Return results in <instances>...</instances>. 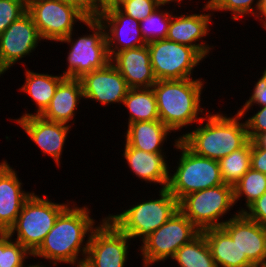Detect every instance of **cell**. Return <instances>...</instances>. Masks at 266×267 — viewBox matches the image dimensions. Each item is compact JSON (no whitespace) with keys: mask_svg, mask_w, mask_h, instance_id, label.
Returning <instances> with one entry per match:
<instances>
[{"mask_svg":"<svg viewBox=\"0 0 266 267\" xmlns=\"http://www.w3.org/2000/svg\"><path fill=\"white\" fill-rule=\"evenodd\" d=\"M90 213L87 205L79 207L74 201L71 202L58 216L32 257L36 260L37 257L49 260L53 267L61 263L71 265L85 260L91 234L97 227Z\"/></svg>","mask_w":266,"mask_h":267,"instance_id":"1","label":"cell"},{"mask_svg":"<svg viewBox=\"0 0 266 267\" xmlns=\"http://www.w3.org/2000/svg\"><path fill=\"white\" fill-rule=\"evenodd\" d=\"M243 118L238 112L228 116L209 111L194 130L178 137L195 154L219 161L250 140Z\"/></svg>","mask_w":266,"mask_h":267,"instance_id":"2","label":"cell"},{"mask_svg":"<svg viewBox=\"0 0 266 267\" xmlns=\"http://www.w3.org/2000/svg\"><path fill=\"white\" fill-rule=\"evenodd\" d=\"M205 79L186 78L182 80H157L152 86L159 114V120L172 132L180 131L198 123L203 114L201 98ZM204 111L206 113H204ZM203 113V114H202ZM202 115V116H199Z\"/></svg>","mask_w":266,"mask_h":267,"instance_id":"3","label":"cell"},{"mask_svg":"<svg viewBox=\"0 0 266 267\" xmlns=\"http://www.w3.org/2000/svg\"><path fill=\"white\" fill-rule=\"evenodd\" d=\"M173 149L181 154L176 169L170 170L167 189L179 202L184 196L225 184L218 160L195 154L177 136Z\"/></svg>","mask_w":266,"mask_h":267,"instance_id":"4","label":"cell"},{"mask_svg":"<svg viewBox=\"0 0 266 267\" xmlns=\"http://www.w3.org/2000/svg\"><path fill=\"white\" fill-rule=\"evenodd\" d=\"M66 202H52L46 194L41 197L33 192L24 202L14 225L7 233L11 237L16 235L17 238L12 239L33 254L54 226L58 216L71 204L68 200Z\"/></svg>","mask_w":266,"mask_h":267,"instance_id":"5","label":"cell"},{"mask_svg":"<svg viewBox=\"0 0 266 267\" xmlns=\"http://www.w3.org/2000/svg\"><path fill=\"white\" fill-rule=\"evenodd\" d=\"M158 192L159 197L156 199H142V202L129 206L123 212L108 214L106 217L131 239L139 238L141 242L178 210V201L167 188Z\"/></svg>","mask_w":266,"mask_h":267,"instance_id":"6","label":"cell"},{"mask_svg":"<svg viewBox=\"0 0 266 267\" xmlns=\"http://www.w3.org/2000/svg\"><path fill=\"white\" fill-rule=\"evenodd\" d=\"M83 25H86L92 32L86 35L75 36L74 31L66 38L60 40L70 47L67 52V69L63 76L80 79L83 75L100 69L110 62L108 46L105 37V28L98 18H88Z\"/></svg>","mask_w":266,"mask_h":267,"instance_id":"7","label":"cell"},{"mask_svg":"<svg viewBox=\"0 0 266 267\" xmlns=\"http://www.w3.org/2000/svg\"><path fill=\"white\" fill-rule=\"evenodd\" d=\"M200 233L201 231L178 209L138 247L143 267L172 259L182 245L191 242Z\"/></svg>","mask_w":266,"mask_h":267,"instance_id":"8","label":"cell"},{"mask_svg":"<svg viewBox=\"0 0 266 267\" xmlns=\"http://www.w3.org/2000/svg\"><path fill=\"white\" fill-rule=\"evenodd\" d=\"M234 205L233 186L221 184L184 196L178 202V209L202 231L221 227L228 221L222 219Z\"/></svg>","mask_w":266,"mask_h":267,"instance_id":"9","label":"cell"},{"mask_svg":"<svg viewBox=\"0 0 266 267\" xmlns=\"http://www.w3.org/2000/svg\"><path fill=\"white\" fill-rule=\"evenodd\" d=\"M150 61L157 80L193 78L194 69L204 58L191 46L167 39L147 43Z\"/></svg>","mask_w":266,"mask_h":267,"instance_id":"10","label":"cell"},{"mask_svg":"<svg viewBox=\"0 0 266 267\" xmlns=\"http://www.w3.org/2000/svg\"><path fill=\"white\" fill-rule=\"evenodd\" d=\"M27 12L42 40L56 43L71 34L77 22L88 19L76 7L60 0H27Z\"/></svg>","mask_w":266,"mask_h":267,"instance_id":"11","label":"cell"},{"mask_svg":"<svg viewBox=\"0 0 266 267\" xmlns=\"http://www.w3.org/2000/svg\"><path fill=\"white\" fill-rule=\"evenodd\" d=\"M130 241L110 219L102 218L91 234L85 261L91 267H125Z\"/></svg>","mask_w":266,"mask_h":267,"instance_id":"12","label":"cell"},{"mask_svg":"<svg viewBox=\"0 0 266 267\" xmlns=\"http://www.w3.org/2000/svg\"><path fill=\"white\" fill-rule=\"evenodd\" d=\"M41 41L32 16L26 12L0 35V67L8 72L16 62L31 55Z\"/></svg>","mask_w":266,"mask_h":267,"instance_id":"13","label":"cell"},{"mask_svg":"<svg viewBox=\"0 0 266 267\" xmlns=\"http://www.w3.org/2000/svg\"><path fill=\"white\" fill-rule=\"evenodd\" d=\"M201 13L195 14H175L172 12V18L168 28L166 39L179 44H184L194 48L204 59L209 56L211 48L203 39L209 35L212 28L213 10L208 1L202 7ZM205 13H204V12ZM207 11V13H206ZM212 13H211V12ZM201 40V41H200ZM200 41V42H199ZM199 42V43H197Z\"/></svg>","mask_w":266,"mask_h":267,"instance_id":"14","label":"cell"},{"mask_svg":"<svg viewBox=\"0 0 266 267\" xmlns=\"http://www.w3.org/2000/svg\"><path fill=\"white\" fill-rule=\"evenodd\" d=\"M221 228L256 267H266V228L244 213L230 214Z\"/></svg>","mask_w":266,"mask_h":267,"instance_id":"15","label":"cell"},{"mask_svg":"<svg viewBox=\"0 0 266 267\" xmlns=\"http://www.w3.org/2000/svg\"><path fill=\"white\" fill-rule=\"evenodd\" d=\"M79 80L83 99L100 102L104 107L116 103L121 105L129 90L125 79L111 62L83 75Z\"/></svg>","mask_w":266,"mask_h":267,"instance_id":"16","label":"cell"},{"mask_svg":"<svg viewBox=\"0 0 266 267\" xmlns=\"http://www.w3.org/2000/svg\"><path fill=\"white\" fill-rule=\"evenodd\" d=\"M97 18L105 28L110 58L115 53L147 44L140 30V21L122 13L117 7L100 11Z\"/></svg>","mask_w":266,"mask_h":267,"instance_id":"17","label":"cell"},{"mask_svg":"<svg viewBox=\"0 0 266 267\" xmlns=\"http://www.w3.org/2000/svg\"><path fill=\"white\" fill-rule=\"evenodd\" d=\"M11 120L17 122L30 140L42 150V154L50 156L60 168L64 144L71 130L70 125L46 120L41 115Z\"/></svg>","mask_w":266,"mask_h":267,"instance_id":"18","label":"cell"},{"mask_svg":"<svg viewBox=\"0 0 266 267\" xmlns=\"http://www.w3.org/2000/svg\"><path fill=\"white\" fill-rule=\"evenodd\" d=\"M17 173L6 159L0 162V232H8L14 225L24 202L34 192L22 188Z\"/></svg>","mask_w":266,"mask_h":267,"instance_id":"19","label":"cell"},{"mask_svg":"<svg viewBox=\"0 0 266 267\" xmlns=\"http://www.w3.org/2000/svg\"><path fill=\"white\" fill-rule=\"evenodd\" d=\"M110 62L123 76L129 88H151L157 82L147 44L115 53Z\"/></svg>","mask_w":266,"mask_h":267,"instance_id":"20","label":"cell"},{"mask_svg":"<svg viewBox=\"0 0 266 267\" xmlns=\"http://www.w3.org/2000/svg\"><path fill=\"white\" fill-rule=\"evenodd\" d=\"M122 157L125 158L129 170L145 183L159 184V189L167 188L169 182V167L166 153H150L124 144Z\"/></svg>","mask_w":266,"mask_h":267,"instance_id":"21","label":"cell"},{"mask_svg":"<svg viewBox=\"0 0 266 267\" xmlns=\"http://www.w3.org/2000/svg\"><path fill=\"white\" fill-rule=\"evenodd\" d=\"M81 99H83V92L80 80L65 77L59 83L50 105L41 116L46 120L64 123L72 127Z\"/></svg>","mask_w":266,"mask_h":267,"instance_id":"22","label":"cell"},{"mask_svg":"<svg viewBox=\"0 0 266 267\" xmlns=\"http://www.w3.org/2000/svg\"><path fill=\"white\" fill-rule=\"evenodd\" d=\"M127 127L124 141L128 145L150 153H166L163 145L172 131L160 120L133 122Z\"/></svg>","mask_w":266,"mask_h":267,"instance_id":"23","label":"cell"},{"mask_svg":"<svg viewBox=\"0 0 266 267\" xmlns=\"http://www.w3.org/2000/svg\"><path fill=\"white\" fill-rule=\"evenodd\" d=\"M201 232L217 267H256L246 255H242L236 242L221 227L207 228Z\"/></svg>","mask_w":266,"mask_h":267,"instance_id":"24","label":"cell"},{"mask_svg":"<svg viewBox=\"0 0 266 267\" xmlns=\"http://www.w3.org/2000/svg\"><path fill=\"white\" fill-rule=\"evenodd\" d=\"M25 70V82L19 88L20 92L27 93L36 105V113L25 112L19 118H24L30 115H41L45 109L50 105L51 99L59 83L65 78L62 74L52 75L44 73H36L31 70Z\"/></svg>","mask_w":266,"mask_h":267,"instance_id":"25","label":"cell"},{"mask_svg":"<svg viewBox=\"0 0 266 267\" xmlns=\"http://www.w3.org/2000/svg\"><path fill=\"white\" fill-rule=\"evenodd\" d=\"M122 105L128 109V125L133 122L159 120L153 88H129Z\"/></svg>","mask_w":266,"mask_h":267,"instance_id":"26","label":"cell"},{"mask_svg":"<svg viewBox=\"0 0 266 267\" xmlns=\"http://www.w3.org/2000/svg\"><path fill=\"white\" fill-rule=\"evenodd\" d=\"M172 260L177 262L178 267H217L202 232L191 242L182 245Z\"/></svg>","mask_w":266,"mask_h":267,"instance_id":"27","label":"cell"},{"mask_svg":"<svg viewBox=\"0 0 266 267\" xmlns=\"http://www.w3.org/2000/svg\"><path fill=\"white\" fill-rule=\"evenodd\" d=\"M219 165L224 183L234 186L251 168V140L243 147L221 158Z\"/></svg>","mask_w":266,"mask_h":267,"instance_id":"28","label":"cell"},{"mask_svg":"<svg viewBox=\"0 0 266 267\" xmlns=\"http://www.w3.org/2000/svg\"><path fill=\"white\" fill-rule=\"evenodd\" d=\"M266 192V174L250 168L233 186L235 204L245 199V209L241 207L237 212L243 213L253 202Z\"/></svg>","mask_w":266,"mask_h":267,"instance_id":"29","label":"cell"},{"mask_svg":"<svg viewBox=\"0 0 266 267\" xmlns=\"http://www.w3.org/2000/svg\"><path fill=\"white\" fill-rule=\"evenodd\" d=\"M164 6H159L152 14L140 21V30L146 43L166 39L172 11H167Z\"/></svg>","mask_w":266,"mask_h":267,"instance_id":"30","label":"cell"},{"mask_svg":"<svg viewBox=\"0 0 266 267\" xmlns=\"http://www.w3.org/2000/svg\"><path fill=\"white\" fill-rule=\"evenodd\" d=\"M30 256L32 254L7 232H0V267H25Z\"/></svg>","mask_w":266,"mask_h":267,"instance_id":"31","label":"cell"},{"mask_svg":"<svg viewBox=\"0 0 266 267\" xmlns=\"http://www.w3.org/2000/svg\"><path fill=\"white\" fill-rule=\"evenodd\" d=\"M213 12H231V19L238 21L245 16L255 17L260 0H208Z\"/></svg>","mask_w":266,"mask_h":267,"instance_id":"32","label":"cell"},{"mask_svg":"<svg viewBox=\"0 0 266 267\" xmlns=\"http://www.w3.org/2000/svg\"><path fill=\"white\" fill-rule=\"evenodd\" d=\"M27 12V0H0V35Z\"/></svg>","mask_w":266,"mask_h":267,"instance_id":"33","label":"cell"},{"mask_svg":"<svg viewBox=\"0 0 266 267\" xmlns=\"http://www.w3.org/2000/svg\"><path fill=\"white\" fill-rule=\"evenodd\" d=\"M159 7L157 0H125L117 8L127 16L142 21Z\"/></svg>","mask_w":266,"mask_h":267,"instance_id":"34","label":"cell"},{"mask_svg":"<svg viewBox=\"0 0 266 267\" xmlns=\"http://www.w3.org/2000/svg\"><path fill=\"white\" fill-rule=\"evenodd\" d=\"M261 74L262 76H260V78H258L259 80L254 84L251 96L248 100L246 99L243 107L241 106V108L239 107V110H237V112L242 114L244 117L246 116L248 110L252 109L253 111L254 105L258 107L266 106V68Z\"/></svg>","mask_w":266,"mask_h":267,"instance_id":"35","label":"cell"},{"mask_svg":"<svg viewBox=\"0 0 266 267\" xmlns=\"http://www.w3.org/2000/svg\"><path fill=\"white\" fill-rule=\"evenodd\" d=\"M260 109L252 116L248 117L245 123L247 127L248 137L253 141L259 134L266 132V106Z\"/></svg>","mask_w":266,"mask_h":267,"instance_id":"36","label":"cell"},{"mask_svg":"<svg viewBox=\"0 0 266 267\" xmlns=\"http://www.w3.org/2000/svg\"><path fill=\"white\" fill-rule=\"evenodd\" d=\"M243 213L248 218L266 228V192L253 202Z\"/></svg>","mask_w":266,"mask_h":267,"instance_id":"37","label":"cell"},{"mask_svg":"<svg viewBox=\"0 0 266 267\" xmlns=\"http://www.w3.org/2000/svg\"><path fill=\"white\" fill-rule=\"evenodd\" d=\"M80 10L87 18H97L100 13V0H60Z\"/></svg>","mask_w":266,"mask_h":267,"instance_id":"38","label":"cell"},{"mask_svg":"<svg viewBox=\"0 0 266 267\" xmlns=\"http://www.w3.org/2000/svg\"><path fill=\"white\" fill-rule=\"evenodd\" d=\"M251 168L266 174V149L251 141Z\"/></svg>","mask_w":266,"mask_h":267,"instance_id":"39","label":"cell"},{"mask_svg":"<svg viewBox=\"0 0 266 267\" xmlns=\"http://www.w3.org/2000/svg\"><path fill=\"white\" fill-rule=\"evenodd\" d=\"M254 19L256 21L259 20L261 27L266 31V0H260L259 8Z\"/></svg>","mask_w":266,"mask_h":267,"instance_id":"40","label":"cell"},{"mask_svg":"<svg viewBox=\"0 0 266 267\" xmlns=\"http://www.w3.org/2000/svg\"><path fill=\"white\" fill-rule=\"evenodd\" d=\"M125 0H100V11H105L107 9L117 7Z\"/></svg>","mask_w":266,"mask_h":267,"instance_id":"41","label":"cell"},{"mask_svg":"<svg viewBox=\"0 0 266 267\" xmlns=\"http://www.w3.org/2000/svg\"><path fill=\"white\" fill-rule=\"evenodd\" d=\"M260 148L266 149V132L259 134L254 140H253Z\"/></svg>","mask_w":266,"mask_h":267,"instance_id":"42","label":"cell"},{"mask_svg":"<svg viewBox=\"0 0 266 267\" xmlns=\"http://www.w3.org/2000/svg\"><path fill=\"white\" fill-rule=\"evenodd\" d=\"M157 1H158L159 6H166V4L170 5V4H172V2L176 3V5H178V9H179L181 2L185 1V0H157ZM189 1L191 2V0H189Z\"/></svg>","mask_w":266,"mask_h":267,"instance_id":"43","label":"cell"},{"mask_svg":"<svg viewBox=\"0 0 266 267\" xmlns=\"http://www.w3.org/2000/svg\"><path fill=\"white\" fill-rule=\"evenodd\" d=\"M71 266L75 267H91L85 260L76 262L74 264H71Z\"/></svg>","mask_w":266,"mask_h":267,"instance_id":"44","label":"cell"},{"mask_svg":"<svg viewBox=\"0 0 266 267\" xmlns=\"http://www.w3.org/2000/svg\"><path fill=\"white\" fill-rule=\"evenodd\" d=\"M40 264H43V263L38 260V262L36 264L35 263L29 264V265L27 264V265H25V267H46V264H43V265H40Z\"/></svg>","mask_w":266,"mask_h":267,"instance_id":"45","label":"cell"},{"mask_svg":"<svg viewBox=\"0 0 266 267\" xmlns=\"http://www.w3.org/2000/svg\"><path fill=\"white\" fill-rule=\"evenodd\" d=\"M5 74L4 70L0 67V77L1 75Z\"/></svg>","mask_w":266,"mask_h":267,"instance_id":"46","label":"cell"}]
</instances>
